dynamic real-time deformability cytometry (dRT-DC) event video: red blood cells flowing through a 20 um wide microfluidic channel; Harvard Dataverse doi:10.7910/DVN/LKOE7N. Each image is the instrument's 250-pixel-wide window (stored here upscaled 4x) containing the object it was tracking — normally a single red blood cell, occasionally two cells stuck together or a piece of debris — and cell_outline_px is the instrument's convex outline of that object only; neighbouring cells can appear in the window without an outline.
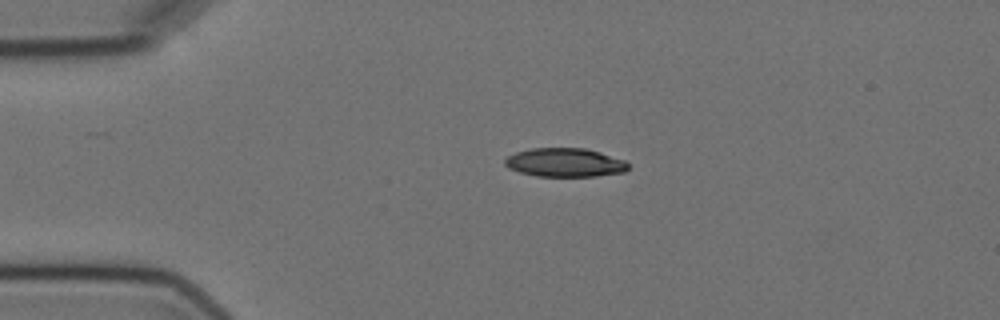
{"species": "Egyptian fruit bat (a non-hibernating species)", "species_latin": "Rousettus aegyptiacus", "temperature_condition": "cold", "stored_images_in_passage": 3, "camera_frame_rate_fps": 3000, "um_per_image_px": 0.085, "animal": {"sex": "female"}, "frame": {"image": 1, "passage_image": 2, "time_ms": 2.333, "image_size_px": [1000, 320], "cell_outline_px": [[628, 168], [624, 172], [596, 176], [536, 176], [520, 172], [508, 168], [504, 164], [504, 160], [508, 156], [516, 152], [532, 148], [584, 148], [600, 152], [624, 160], [628, 164]], "centroid_in_image_um": [48.0, 13.81], "position_along_channel_um": 37.0, "area_um2": 20.58}}